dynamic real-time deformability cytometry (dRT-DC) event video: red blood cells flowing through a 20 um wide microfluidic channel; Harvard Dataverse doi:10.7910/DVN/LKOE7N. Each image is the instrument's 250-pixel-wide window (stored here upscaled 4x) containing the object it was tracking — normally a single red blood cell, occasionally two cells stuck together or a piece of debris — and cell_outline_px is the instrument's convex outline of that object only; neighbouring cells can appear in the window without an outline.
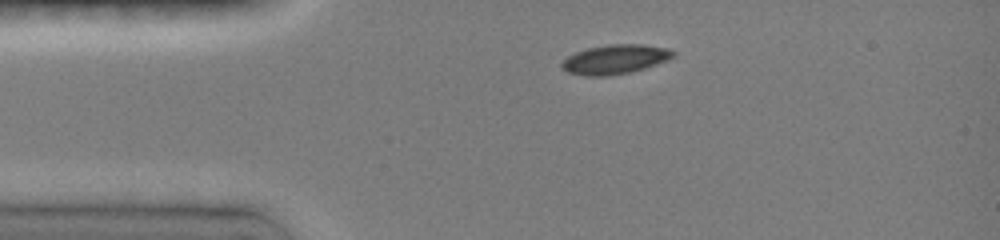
{"species": "common noctule bat (a hibernating species)", "species_latin": "Nyctalus noctula", "temperature_condition": "room temperature", "stored_images_in_passage": 3, "camera_frame_rate_fps": 3000, "um_per_image_px": 0.085, "animal": {"sex": "female", "body_mass_g": 19.0, "forearm_length_mm": 51.5}, "frame": {"image": 1, "passage_image": 1, "time_ms": 0.0, "image_size_px": [1000, 240], "cell_outline_px": [[676, 56], [668, 60], [644, 68], [628, 72], [608, 76], [584, 76], [568, 72], [560, 68], [560, 64], [568, 56], [576, 52], [588, 48], [608, 44], [644, 44], [668, 48], [676, 52]], "centroid_in_image_um": [52.29, 5.04], "position_along_channel_um": 32.7, "area_um2": 19.13}}